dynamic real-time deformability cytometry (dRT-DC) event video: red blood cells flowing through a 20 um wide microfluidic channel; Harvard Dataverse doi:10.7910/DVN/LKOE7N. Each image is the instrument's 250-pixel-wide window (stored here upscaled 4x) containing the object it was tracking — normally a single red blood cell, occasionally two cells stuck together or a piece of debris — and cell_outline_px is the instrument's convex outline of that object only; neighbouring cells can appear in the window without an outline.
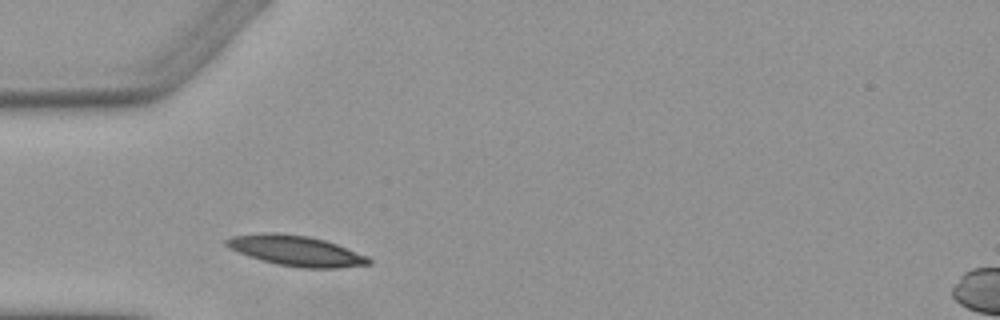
{"species": "Egyptian fruit bat (a non-hibernating species)", "species_latin": "Rousettus aegyptiacus", "temperature_condition": "warm", "stored_images_in_passage": 6, "camera_frame_rate_fps": 3000, "um_per_image_px": 0.085, "animal": {"sex": "female"}, "frame": {"image": 1, "passage_image": 1, "time_ms": 0.0, "image_size_px": [1000, 320], "cell_outline_px": [[372, 264], [336, 268], [300, 268], [276, 264], [260, 260], [248, 256], [228, 248], [224, 244], [224, 240], [232, 236], [260, 232], [280, 232], [308, 236], [324, 240], [336, 244], [368, 256], [372, 260]], "centroid_in_image_um": [25.13, 21.31], "position_along_channel_um": 59.9, "area_um2": 25.49}}
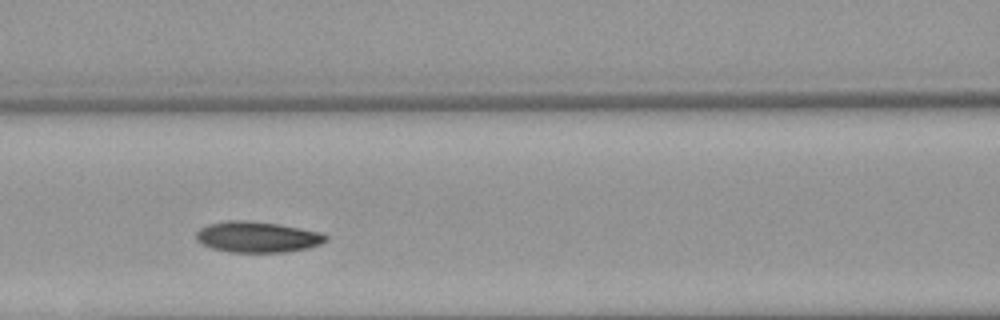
{"frame": {"image": 2, "passage_image": 3, "time_ms": 2.333, "image_size_px": [1000, 320], "cell_outline_px": [[328, 240], [320, 244], [308, 248], [288, 252], [228, 252], [212, 248], [200, 244], [196, 240], [196, 232], [200, 228], [208, 224], [228, 220], [248, 220], [280, 224], [324, 232], [328, 236]], "centroid_in_image_um": [21.9, 20.14], "position_along_channel_um": 144.7, "area_um2": 23.76}}
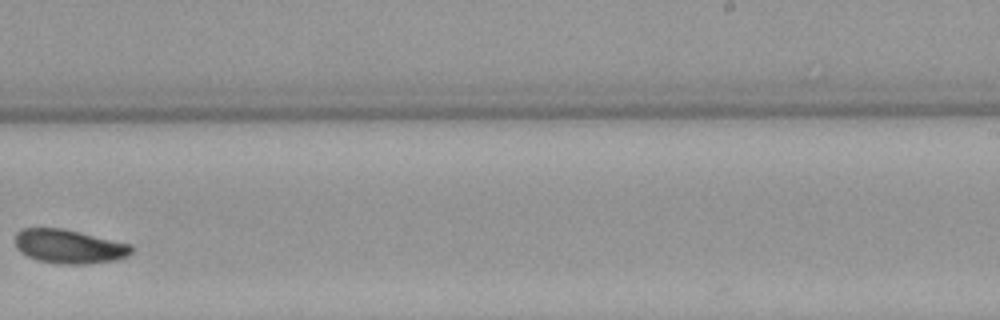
{"frame": {"image": 3, "passage_image": 6, "time_ms": 6.0, "image_size_px": [1000, 320], "cell_outline_px": [[136, 248], [128, 256], [116, 260], [88, 264], [56, 264], [40, 260], [28, 256], [20, 252], [16, 248], [12, 240], [16, 232], [24, 228], [64, 228], [132, 244]], "centroid_in_image_um": [5.88, 20.94], "position_along_channel_um": 283.1, "area_um2": 23.52}}